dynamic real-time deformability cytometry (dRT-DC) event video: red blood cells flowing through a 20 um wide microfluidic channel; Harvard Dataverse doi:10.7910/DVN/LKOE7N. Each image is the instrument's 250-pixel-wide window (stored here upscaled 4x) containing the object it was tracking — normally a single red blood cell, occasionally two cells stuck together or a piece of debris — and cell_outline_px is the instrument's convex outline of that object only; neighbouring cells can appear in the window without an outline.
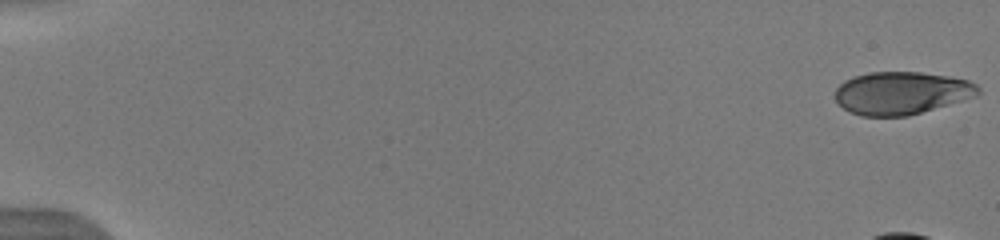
{"species": "human", "species_latin": "Homo sapiens", "temperature_condition": "warm", "stored_images_in_passage": 19, "camera_frame_rate_fps": 3000, "um_per_image_px": 0.085, "donor": {"sex": "male"}, "frame": {"image": 1, "passage_image": 1, "time_ms": 0.0, "image_size_px": [1000, 240], "cell_outline_px": [[980, 92], [976, 96], [908, 116], [860, 116], [848, 112], [836, 100], [836, 88], [844, 80], [852, 76], [868, 72], [920, 72], [948, 76], [968, 80], [976, 84], [980, 88]], "centroid_in_image_um": [76.6, 7.9], "position_along_channel_um": 8.4, "area_um2": 35.66}}